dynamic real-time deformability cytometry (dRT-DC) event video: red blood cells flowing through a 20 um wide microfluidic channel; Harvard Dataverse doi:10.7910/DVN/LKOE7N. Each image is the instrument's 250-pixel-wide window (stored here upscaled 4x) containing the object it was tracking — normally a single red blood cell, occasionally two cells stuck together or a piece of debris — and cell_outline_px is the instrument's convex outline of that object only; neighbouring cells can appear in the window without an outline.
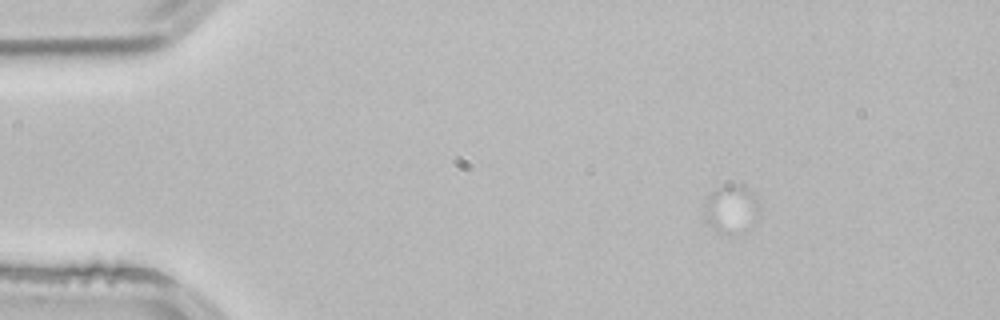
{"species": "common noctule bat (a hibernating species)", "species_latin": "Nyctalus noctula", "temperature_condition": "room temperature", "stored_images_in_passage": 2, "camera_frame_rate_fps": 3000, "um_per_image_px": 0.085, "animal": {"sex": "male", "body_mass_g": 21.5, "forearm_length_mm": 52.0}, "frame": {"image": 1, "passage_image": 1, "time_ms": 0.0, "image_size_px": [1000, 320], "cell_outline_px": [[760, 216], [756, 220], [732, 232], [716, 232], [704, 216], [704, 204], [708, 196], [712, 192], [724, 184], [744, 188], [760, 204]], "centroid_in_image_um": [62.11, 17.74], "position_along_channel_um": 22.9, "area_um2": 14.51}}